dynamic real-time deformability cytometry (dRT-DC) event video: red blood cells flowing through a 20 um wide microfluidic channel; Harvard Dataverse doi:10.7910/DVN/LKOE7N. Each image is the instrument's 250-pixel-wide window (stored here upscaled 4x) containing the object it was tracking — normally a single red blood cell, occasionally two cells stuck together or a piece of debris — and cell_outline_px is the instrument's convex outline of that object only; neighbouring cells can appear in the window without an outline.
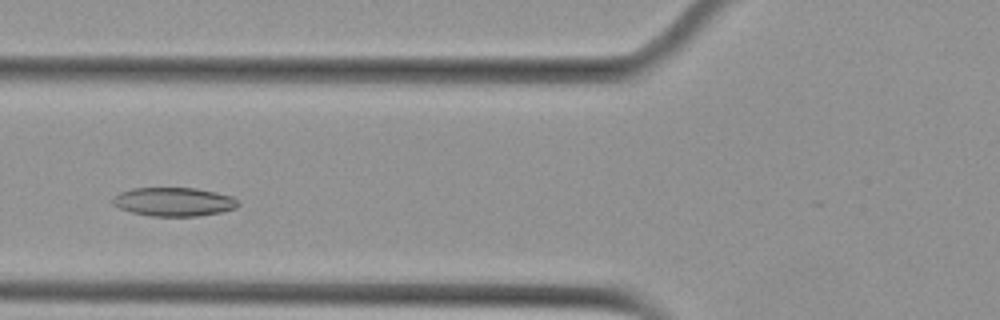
{"species": "Egyptian fruit bat (a non-hibernating species)", "species_latin": "Rousettus aegyptiacus", "temperature_condition": "cold", "stored_images_in_passage": 19, "camera_frame_rate_fps": 3000, "um_per_image_px": 0.085, "animal": {"sex": "female"}, "frame": {"image": 1, "passage_image": 13, "time_ms": 4.0, "image_size_px": [1000, 320], "cell_outline_px": [[240, 204], [236, 208], [220, 212], [196, 216], [152, 216], [132, 212], [120, 208], [112, 204], [112, 200], [120, 192], [132, 188], [196, 188], [216, 192], [232, 196], [240, 200]], "centroid_in_image_um": [14.81, 17.15], "position_along_channel_um": 111.0, "area_um2": 20.98}}
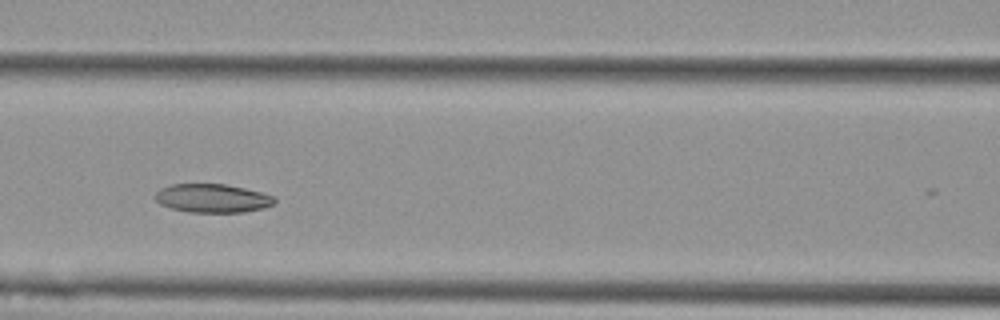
{"frame": {"image": 2, "passage_image": 16, "time_ms": 5.0, "image_size_px": [1000, 320], "cell_outline_px": [[276, 200], [272, 204], [264, 208], [244, 212], [188, 212], [172, 208], [160, 204], [156, 200], [156, 192], [160, 188], [172, 184], [224, 184], [264, 192], [276, 196]], "centroid_in_image_um": [18.09, 16.85], "position_along_channel_um": 148.5, "area_um2": 19.94}}